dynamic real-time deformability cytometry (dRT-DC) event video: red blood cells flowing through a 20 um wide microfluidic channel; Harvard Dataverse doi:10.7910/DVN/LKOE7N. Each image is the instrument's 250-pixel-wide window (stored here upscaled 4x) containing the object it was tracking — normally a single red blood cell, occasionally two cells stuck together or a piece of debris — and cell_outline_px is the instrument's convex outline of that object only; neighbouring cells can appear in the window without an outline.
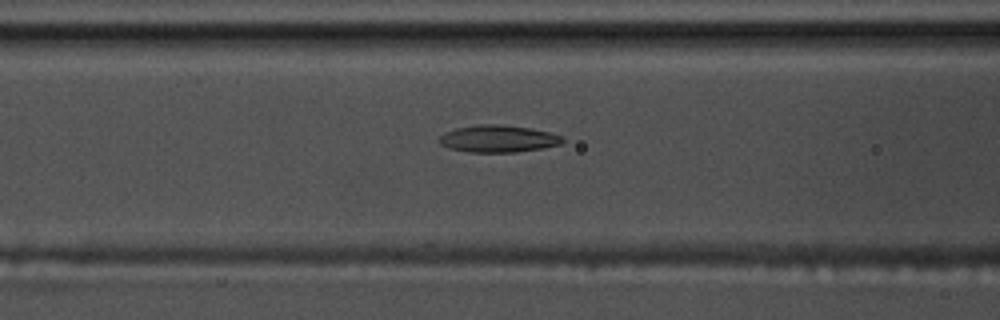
{"species": "common noctule bat (a hibernating species)", "species_latin": "Nyctalus noctula", "temperature_condition": "warm", "stored_images_in_passage": 40, "camera_frame_rate_fps": 3000, "um_per_image_px": 0.085, "animal": {"sex": "male", "body_mass_g": 17.5, "forearm_length_mm": 52.3}, "frame": {"image": 1, "passage_image": 15, "time_ms": 4.667, "image_size_px": [1000, 320], "cell_outline_px": [[564, 140], [560, 144], [544, 148], [516, 152], [468, 152], [448, 148], [440, 144], [440, 136], [456, 128], [480, 124], [496, 124], [528, 128], [548, 132], [564, 136]], "centroid_in_image_um": [42.36, 11.8], "position_along_channel_um": 124.2, "area_um2": 19.31}}
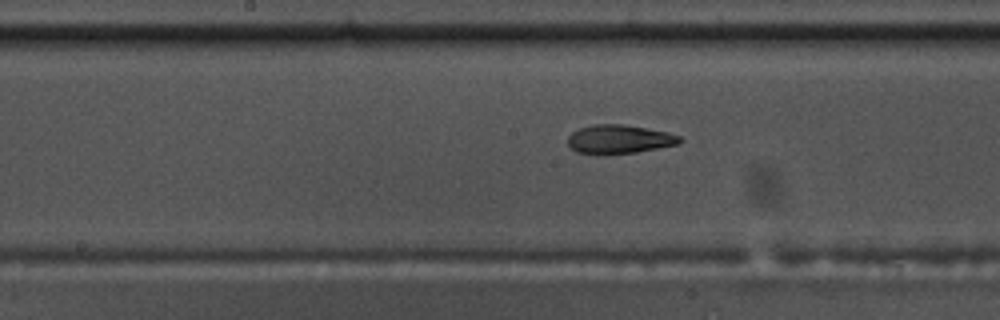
{"frame": {"image": 2, "passage_image": 21, "time_ms": 6.667, "image_size_px": [1000, 320], "cell_outline_px": [[684, 140], [680, 144], [636, 152], [576, 152], [568, 144], [568, 136], [572, 132], [580, 128], [592, 124], [624, 124], [648, 128], [668, 132], [680, 136]], "centroid_in_image_um": [52.7, 11.79], "position_along_channel_um": 195.5, "area_um2": 18.38}}
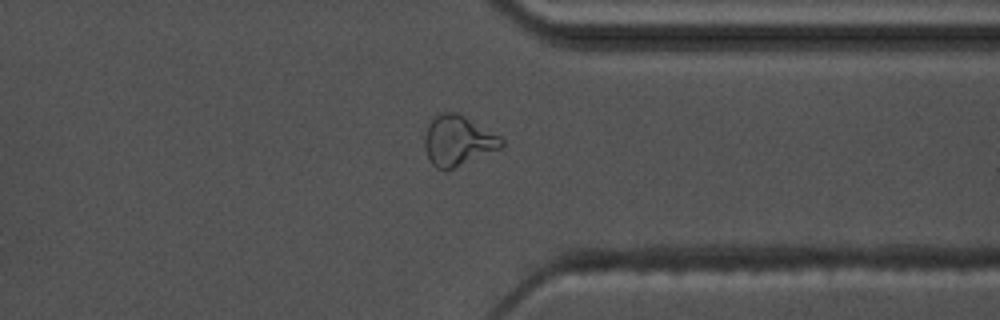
{"frame": {"image": 3, "passage_image": 36, "time_ms": 11.667, "image_size_px": [1000, 320], "cell_outline_px": [[504, 148], [444, 172], [436, 168], [428, 160], [424, 148], [424, 136], [428, 124], [440, 112], [456, 112], [464, 116], [500, 136], [504, 140]], "centroid_in_image_um": [38.92, 11.99], "position_along_channel_um": 372.5, "area_um2": 22.83}, "authors_computed_cell_mechanics": {"area_um2": 19.3052, "velocity_mm_per_s": 3.5807, "shape_relaxation_time_tau1_ms": null, "shape_relaxation_time_tau2_ms": 3.2879, "deformation_change_tau1": null, "deformation_change_tau2": 0.0996}}